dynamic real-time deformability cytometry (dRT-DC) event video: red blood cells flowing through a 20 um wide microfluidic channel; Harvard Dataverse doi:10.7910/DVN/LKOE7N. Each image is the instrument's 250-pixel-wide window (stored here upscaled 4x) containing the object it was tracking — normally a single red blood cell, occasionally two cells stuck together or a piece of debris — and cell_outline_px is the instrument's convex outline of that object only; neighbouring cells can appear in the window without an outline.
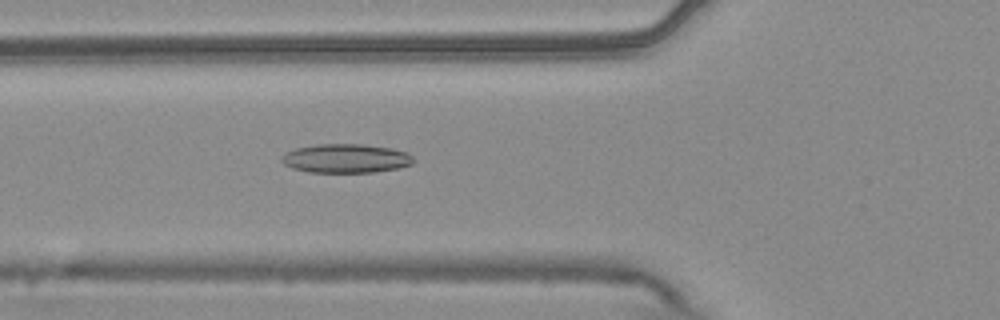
{"species": "common noctule bat (a hibernating species)", "species_latin": "Nyctalus noctula", "temperature_condition": "warm", "stored_images_in_passage": 41, "camera_frame_rate_fps": 3000, "um_per_image_px": 0.085, "animal": {"sex": "male", "body_mass_g": 20.4}, "frame": {"image": 1, "passage_image": 7, "time_ms": 2.0, "image_size_px": [1000, 320], "cell_outline_px": [[416, 160], [412, 164], [400, 168], [376, 172], [308, 172], [292, 168], [284, 164], [280, 160], [280, 156], [284, 152], [296, 148], [316, 144], [364, 144], [392, 148], [408, 152]], "centroid_in_image_um": [29.41, 13.46], "position_along_channel_um": 96.4, "area_um2": 22.6}}
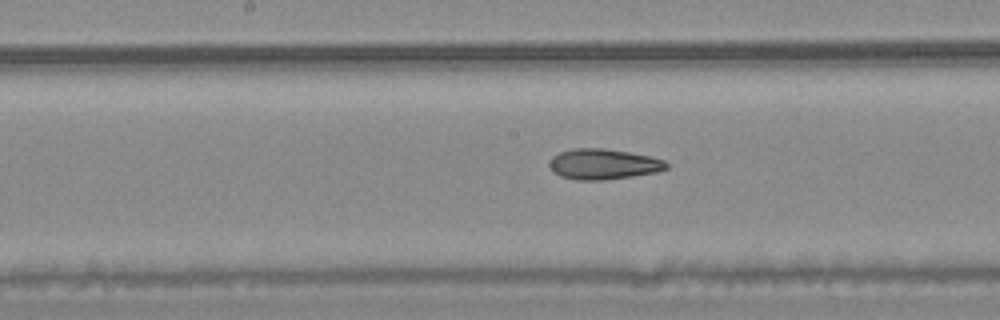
{"frame": {"image": 2, "passage_image": 15, "time_ms": 4.667, "image_size_px": [1000, 320], "cell_outline_px": [[668, 168], [656, 172], [632, 176], [604, 180], [576, 180], [560, 176], [548, 164], [552, 156], [560, 152], [572, 148], [604, 148], [652, 156], [664, 160], [668, 164]], "centroid_in_image_um": [51.29, 13.94], "position_along_channel_um": 196.9, "area_um2": 20.81}}
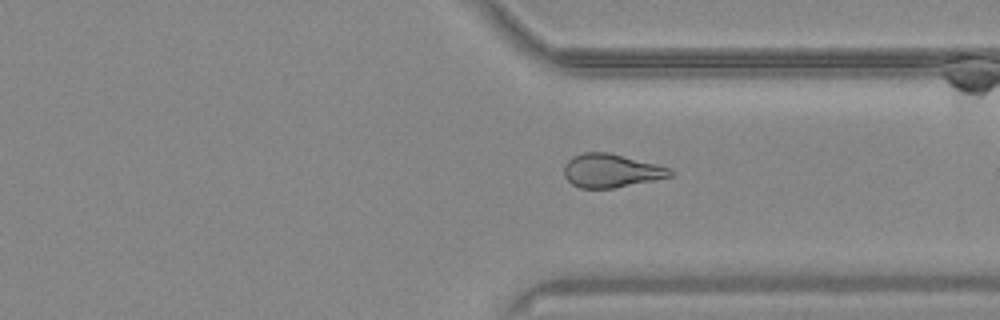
{"frame": {"image": 3, "passage_image": 28, "time_ms": 9.0, "image_size_px": [1000, 320], "cell_outline_px": [[676, 172], [672, 176], [612, 188], [580, 188], [572, 184], [564, 176], [564, 164], [572, 156], [584, 152], [608, 152], [672, 168]], "centroid_in_image_um": [51.94, 14.5], "position_along_channel_um": 359.5, "area_um2": 20.69}, "authors_computed_cell_mechanics": {"area_um2": 20.808, "velocity_mm_per_s": 3.746, "shape_relaxation_time_tau1_ms": null, "shape_relaxation_time_tau2_ms": 3.9304, "deformation_change_tau1": null, "deformation_change_tau2": 0.1353}}